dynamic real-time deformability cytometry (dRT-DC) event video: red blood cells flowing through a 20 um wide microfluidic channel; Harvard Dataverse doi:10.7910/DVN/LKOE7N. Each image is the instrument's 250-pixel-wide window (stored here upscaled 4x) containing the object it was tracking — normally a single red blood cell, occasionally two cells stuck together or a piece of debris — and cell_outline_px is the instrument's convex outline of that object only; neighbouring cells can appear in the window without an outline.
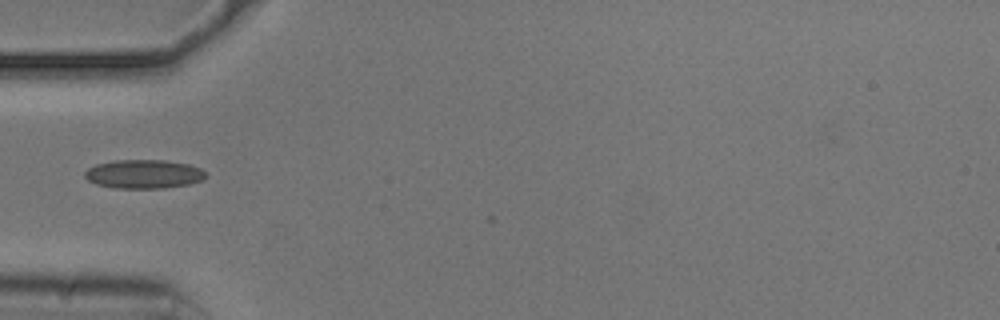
{"species": "common noctule bat (a hibernating species)", "species_latin": "Nyctalus noctula", "temperature_condition": "cold", "stored_images_in_passage": 2, "camera_frame_rate_fps": 3000, "um_per_image_px": 0.085, "animal": {"sex": "male", "body_mass_g": 20.5, "forearm_length_mm": 52.5}, "frame": {"image": 1, "passage_image": 1, "time_ms": 0.0, "image_size_px": [1000, 320], "cell_outline_px": [[208, 176], [200, 180], [188, 184], [164, 188], [116, 188], [96, 184], [88, 180], [84, 176], [84, 172], [88, 168], [96, 164], [112, 160], [164, 160], [188, 164], [200, 168]], "centroid_in_image_um": [12.19, 14.79], "position_along_channel_um": 72.8, "area_um2": 20.29}}